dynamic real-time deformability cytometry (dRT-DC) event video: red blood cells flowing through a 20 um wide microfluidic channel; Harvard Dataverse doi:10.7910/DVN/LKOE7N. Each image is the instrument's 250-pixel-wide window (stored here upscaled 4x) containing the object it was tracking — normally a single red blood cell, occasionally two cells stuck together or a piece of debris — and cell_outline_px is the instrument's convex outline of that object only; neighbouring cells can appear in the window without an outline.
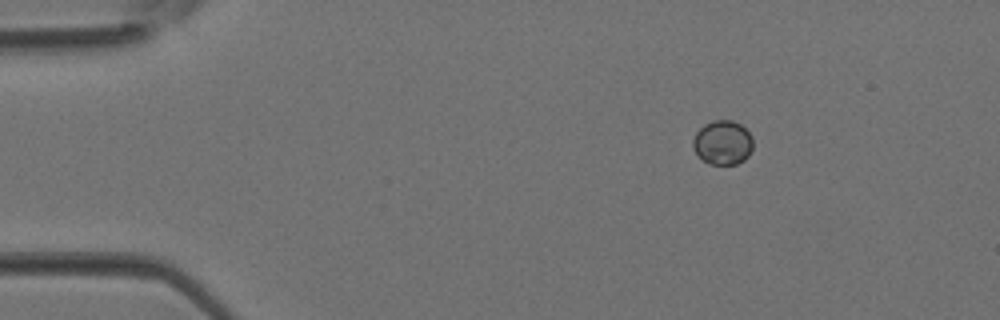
{"species": "Egyptian fruit bat (a non-hibernating species)", "species_latin": "Rousettus aegyptiacus", "temperature_condition": "room temperature", "stored_images_in_passage": 3, "camera_frame_rate_fps": 3000, "um_per_image_px": 0.085, "animal": {"sex": "female"}, "frame": {"image": 1, "passage_image": 1, "time_ms": 0.0, "image_size_px": [1000, 320], "cell_outline_px": [[752, 148], [748, 156], [744, 160], [736, 164], [712, 164], [704, 160], [696, 152], [692, 144], [692, 140], [696, 132], [704, 124], [712, 120], [732, 120], [740, 124], [752, 136]], "centroid_in_image_um": [61.43, 12.1], "position_along_channel_um": 23.6, "area_um2": 15.37}}
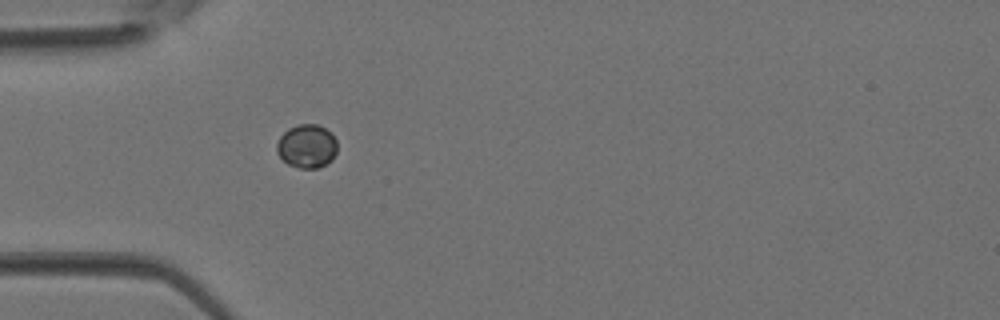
{"frame": {"image": 2, "passage_image": 3, "time_ms": 0.667, "image_size_px": [1000, 320], "cell_outline_px": [[336, 152], [332, 160], [316, 168], [300, 168], [288, 164], [276, 152], [276, 144], [280, 136], [288, 128], [300, 124], [316, 124], [332, 132], [336, 140]], "centroid_in_image_um": [26.07, 12.41], "position_along_channel_um": 58.9, "area_um2": 15.32}}